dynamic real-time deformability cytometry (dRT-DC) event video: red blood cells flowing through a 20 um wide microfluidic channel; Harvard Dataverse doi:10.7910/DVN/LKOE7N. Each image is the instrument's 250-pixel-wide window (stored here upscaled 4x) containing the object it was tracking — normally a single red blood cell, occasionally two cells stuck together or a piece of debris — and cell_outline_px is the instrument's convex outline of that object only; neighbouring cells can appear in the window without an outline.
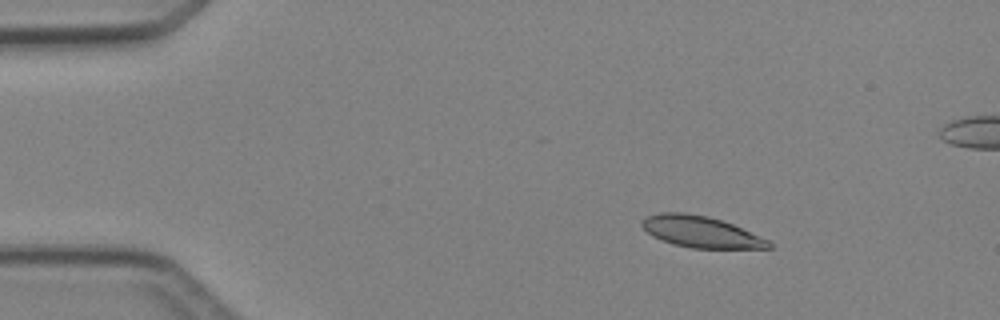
{"species": "Egyptian fruit bat (a non-hibernating species)", "species_latin": "Rousettus aegyptiacus", "temperature_condition": "cold", "stored_images_in_passage": 5, "camera_frame_rate_fps": 3000, "um_per_image_px": 0.085, "animal": {"sex": "female"}, "frame": {"image": 1, "passage_image": 2, "time_ms": 1.333, "image_size_px": [1000, 320], "cell_outline_px": [[772, 248], [692, 248], [672, 244], [652, 236], [640, 224], [640, 220], [644, 216], [660, 212], [684, 212], [708, 216], [732, 224], [768, 240], [772, 244]], "centroid_in_image_um": [59.5, 19.69], "position_along_channel_um": 25.5, "area_um2": 23.12}}